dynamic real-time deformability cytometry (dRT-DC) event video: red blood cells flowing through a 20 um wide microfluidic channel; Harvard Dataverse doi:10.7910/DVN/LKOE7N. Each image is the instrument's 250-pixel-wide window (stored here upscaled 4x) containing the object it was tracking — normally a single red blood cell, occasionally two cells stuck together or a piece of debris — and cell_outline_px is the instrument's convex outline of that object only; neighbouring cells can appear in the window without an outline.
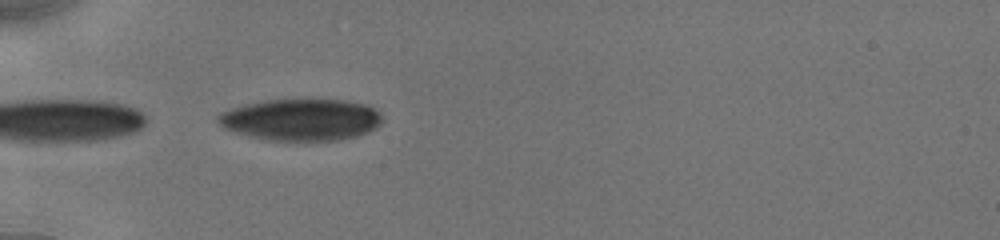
{"species": "human", "species_latin": "Homo sapiens", "temperature_condition": "cold", "stored_images_in_passage": 10, "camera_frame_rate_fps": 3000, "um_per_image_px": 0.085, "donor": {"sex": "male"}, "frame": {"image": 1, "passage_image": 1, "time_ms": 0.0, "image_size_px": [1000, 240], "cell_outline_px": [[384, 116], [380, 124], [376, 128], [368, 132], [356, 136], [340, 140], [264, 140], [236, 132], [224, 128], [216, 120], [216, 116], [220, 112], [244, 104], [264, 100], [344, 100], [364, 104], [376, 108]], "centroid_in_image_um": [25.61, 10.17], "position_along_channel_um": 59.4, "area_um2": 40.06}}
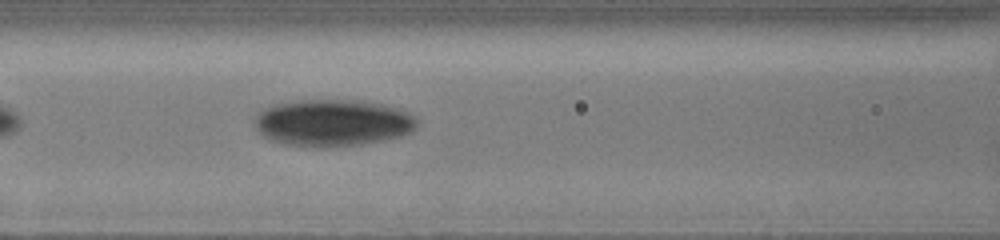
{"frame": {"image": 2, "passage_image": 7, "time_ms": 2.333, "image_size_px": [1000, 240], "cell_outline_px": [[416, 128], [412, 132], [400, 136], [384, 140], [360, 144], [328, 148], [308, 148], [284, 144], [268, 140], [256, 128], [256, 116], [260, 108], [276, 104], [300, 100], [360, 100], [384, 104], [396, 108], [416, 116]], "centroid_in_image_um": [28.26, 10.45], "position_along_channel_um": 138.3, "area_um2": 44.85}}
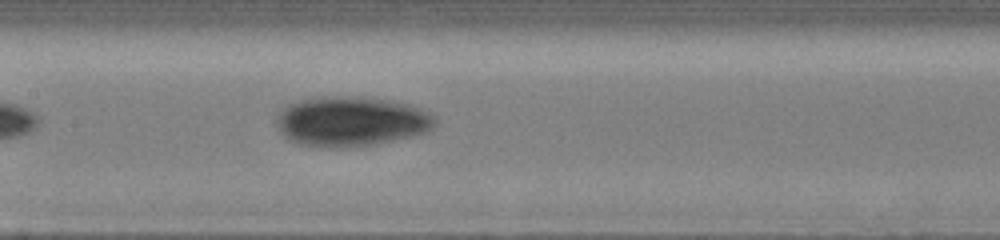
{"frame": {"image": 3, "passage_image": 10, "time_ms": 3.333, "image_size_px": [1000, 240], "cell_outline_px": [[436, 124], [432, 128], [424, 132], [412, 136], [372, 144], [336, 148], [296, 144], [288, 140], [280, 132], [276, 124], [276, 116], [288, 104], [300, 100], [320, 96], [360, 96], [392, 100], [408, 104], [432, 112], [436, 116]], "centroid_in_image_um": [29.84, 10.3], "position_along_channel_um": 177.6, "area_um2": 46.41}}